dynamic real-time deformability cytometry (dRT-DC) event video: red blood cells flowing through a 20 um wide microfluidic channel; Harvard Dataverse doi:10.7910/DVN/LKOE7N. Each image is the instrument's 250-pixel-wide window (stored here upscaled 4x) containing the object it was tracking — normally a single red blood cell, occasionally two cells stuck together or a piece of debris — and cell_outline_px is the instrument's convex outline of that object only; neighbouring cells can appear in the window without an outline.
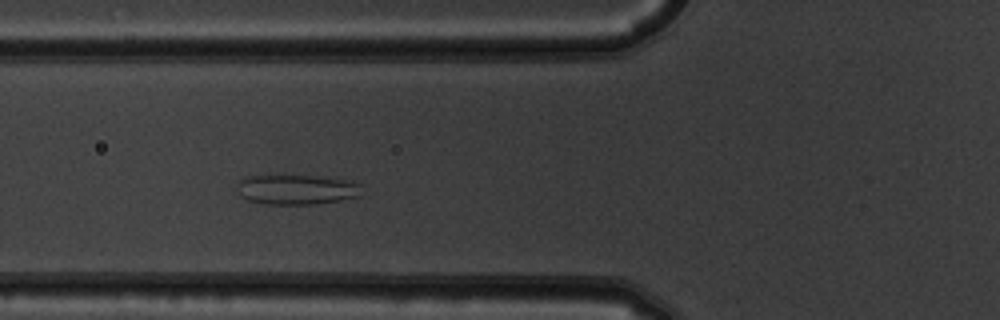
{"species": "common noctule bat (a hibernating species)", "species_latin": "Nyctalus noctula", "temperature_condition": "warm", "stored_images_in_passage": 7, "camera_frame_rate_fps": 3000, "um_per_image_px": 0.085, "animal": {"sex": "male", "body_mass_g": 19.5, "forearm_length_mm": 54.6}, "frame": {"image": 1, "passage_image": 4, "time_ms": 1.0, "image_size_px": [1000, 320], "cell_outline_px": [[360, 196], [340, 200], [316, 204], [264, 204], [248, 200], [240, 196], [236, 188], [240, 180], [244, 176], [316, 176], [352, 180], [360, 184]], "centroid_in_image_um": [25.2, 16.11], "position_along_channel_um": 100.6, "area_um2": 21.79}}
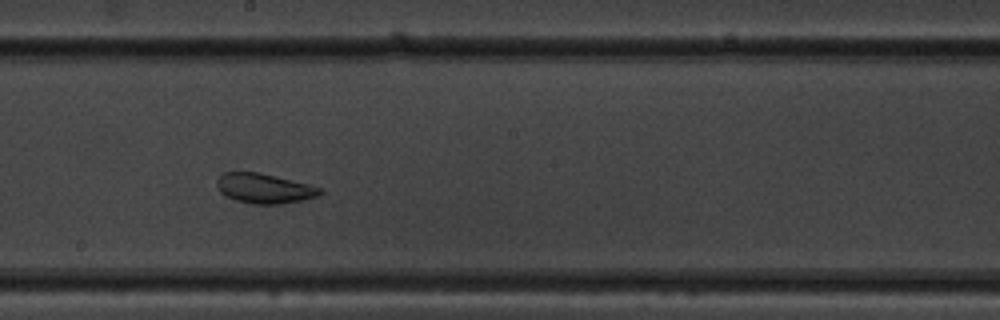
{"frame": {"image": 2, "passage_image": 7, "time_ms": 2.0, "image_size_px": [1000, 320], "cell_outline_px": [[324, 192], [316, 196], [284, 204], [252, 204], [236, 200], [220, 192], [216, 188], [216, 180], [224, 172], [260, 172], [324, 188]], "centroid_in_image_um": [22.46, 16.01], "position_along_channel_um": 225.7, "area_um2": 17.98}}